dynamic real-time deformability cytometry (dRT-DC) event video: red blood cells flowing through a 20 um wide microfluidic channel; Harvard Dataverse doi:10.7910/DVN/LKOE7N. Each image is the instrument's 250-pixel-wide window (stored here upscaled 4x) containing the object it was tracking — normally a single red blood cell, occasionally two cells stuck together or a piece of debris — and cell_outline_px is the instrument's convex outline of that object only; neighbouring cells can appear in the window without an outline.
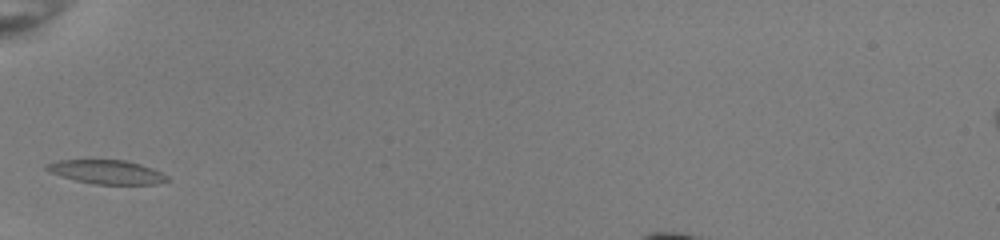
{"species": "common noctule bat (a hibernating species)", "species_latin": "Nyctalus noctula", "temperature_condition": "room temperature", "stored_images_in_passage": 10, "camera_frame_rate_fps": 3000, "um_per_image_px": 0.085, "animal": {"sex": "female", "body_mass_g": 22.0, "forearm_length_mm": 56.7}, "frame": {"image": 1, "passage_image": 1, "time_ms": 0.0, "image_size_px": [1000, 240], "cell_outline_px": [[168, 180], [156, 184], [96, 184], [76, 180], [52, 172], [44, 168], [48, 164], [60, 160], [124, 160], [160, 172], [168, 176]], "centroid_in_image_um": [9.07, 14.62], "position_along_channel_um": 75.9, "area_um2": 16.13}}
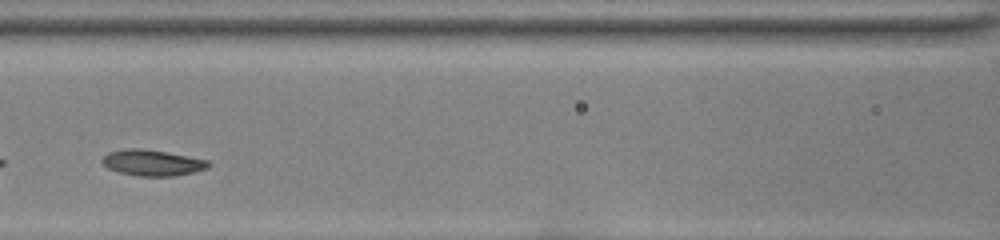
{"frame": {"image": 2, "passage_image": 7, "time_ms": 2.0, "image_size_px": [1000, 240], "cell_outline_px": [[212, 164], [204, 168], [192, 172], [172, 176], [140, 176], [120, 172], [108, 168], [104, 164], [104, 156], [112, 152], [128, 148], [140, 148], [164, 152], [208, 160]], "centroid_in_image_um": [12.96, 13.84], "position_along_channel_um": 153.6, "area_um2": 15.49}}